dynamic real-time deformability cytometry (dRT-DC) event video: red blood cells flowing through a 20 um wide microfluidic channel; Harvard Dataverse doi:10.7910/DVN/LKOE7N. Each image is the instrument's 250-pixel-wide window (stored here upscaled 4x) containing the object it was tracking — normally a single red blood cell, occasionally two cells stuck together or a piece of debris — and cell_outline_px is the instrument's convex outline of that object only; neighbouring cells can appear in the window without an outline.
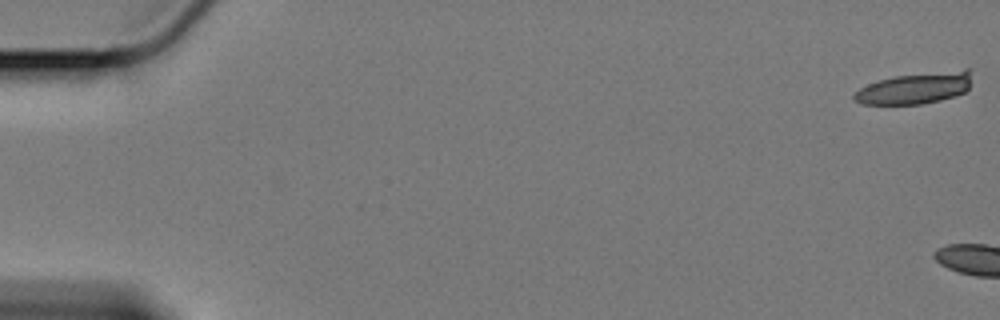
{"species": "Egyptian fruit bat (a non-hibernating species)", "species_latin": "Rousettus aegyptiacus", "temperature_condition": "cold", "stored_images_in_passage": 5, "camera_frame_rate_fps": 3000, "um_per_image_px": 0.085, "animal": {"sex": "female"}, "frame": {"image": 1, "passage_image": 1, "time_ms": 0.0, "image_size_px": [1000, 320], "cell_outline_px": [[972, 68], [968, 88], [964, 92], [956, 96], [940, 100], [920, 104], [864, 104], [852, 100], [852, 96], [860, 88], [868, 84], [892, 76], [964, 68]], "centroid_in_image_um": [77.81, 7.47], "position_along_channel_um": 7.2, "area_um2": 21.73}}